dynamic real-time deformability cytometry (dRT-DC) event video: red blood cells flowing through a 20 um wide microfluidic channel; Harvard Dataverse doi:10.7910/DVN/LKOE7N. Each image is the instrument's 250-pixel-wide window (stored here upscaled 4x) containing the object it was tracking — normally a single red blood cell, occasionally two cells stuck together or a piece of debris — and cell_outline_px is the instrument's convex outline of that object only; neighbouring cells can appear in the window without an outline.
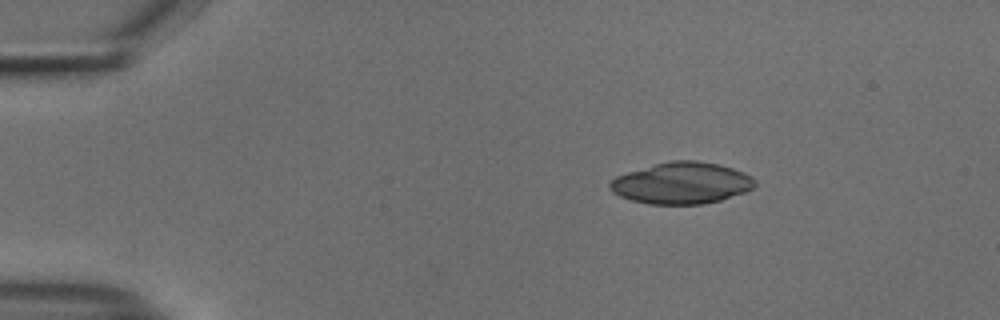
{"species": "common noctule bat (a hibernating species)", "species_latin": "Nyctalus noctula", "temperature_condition": "cold", "stored_images_in_passage": 52, "camera_frame_rate_fps": 3000, "um_per_image_px": 0.085, "animal": {"sex": "male", "body_mass_g": 18.8}, "frame": {"image": 1, "passage_image": 8, "time_ms": 2.333, "image_size_px": [1000, 320], "cell_outline_px": [[756, 184], [752, 188], [744, 192], [720, 200], [704, 204], [648, 204], [632, 200], [620, 196], [612, 192], [608, 188], [608, 184], [616, 176], [628, 172], [668, 160], [696, 160], [720, 164], [744, 172], [752, 176], [756, 180]], "centroid_in_image_um": [57.94, 15.55], "position_along_channel_um": 27.1, "area_um2": 35.2}}